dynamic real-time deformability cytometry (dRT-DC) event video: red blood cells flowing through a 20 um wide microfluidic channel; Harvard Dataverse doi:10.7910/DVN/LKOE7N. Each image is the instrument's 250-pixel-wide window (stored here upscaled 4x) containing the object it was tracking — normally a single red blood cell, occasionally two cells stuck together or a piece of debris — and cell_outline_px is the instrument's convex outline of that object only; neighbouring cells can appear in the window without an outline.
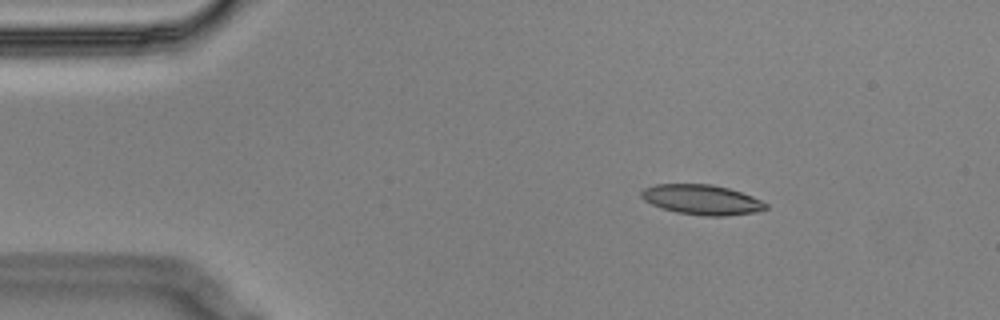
{"species": "Egyptian fruit bat (a non-hibernating species)", "species_latin": "Rousettus aegyptiacus", "temperature_condition": "cold", "stored_images_in_passage": 5, "camera_frame_rate_fps": 3000, "um_per_image_px": 0.085, "animal": {"sex": "male"}, "frame": {"image": 1, "passage_image": 3, "time_ms": 0.667, "image_size_px": [1000, 320], "cell_outline_px": [[768, 208], [756, 212], [728, 216], [704, 216], [676, 212], [660, 208], [644, 200], [640, 196], [640, 192], [644, 188], [656, 184], [712, 184], [728, 188], [752, 196], [768, 204]], "centroid_in_image_um": [59.64, 16.98], "position_along_channel_um": 25.4, "area_um2": 21.85}}